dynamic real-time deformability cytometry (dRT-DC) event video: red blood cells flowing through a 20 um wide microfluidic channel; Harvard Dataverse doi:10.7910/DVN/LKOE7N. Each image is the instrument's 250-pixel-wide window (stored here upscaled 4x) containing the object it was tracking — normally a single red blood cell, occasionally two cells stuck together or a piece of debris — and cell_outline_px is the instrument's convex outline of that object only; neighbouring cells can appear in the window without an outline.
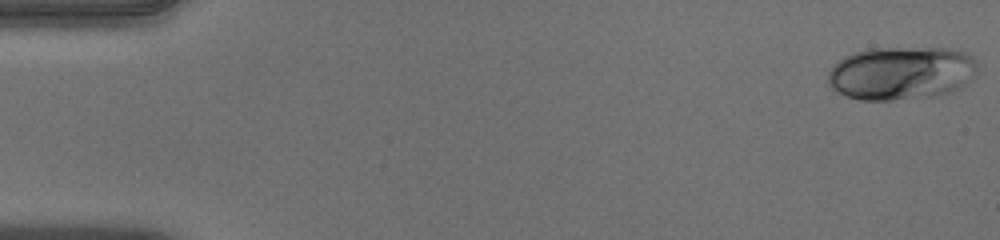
{"species": "human", "species_latin": "Homo sapiens", "temperature_condition": "warm", "stored_images_in_passage": 51, "camera_frame_rate_fps": 3000, "um_per_image_px": 0.085, "donor": {"sex": "male"}, "frame": {"image": 1, "passage_image": 1, "time_ms": 0.0, "image_size_px": [1000, 240], "cell_outline_px": [[976, 76], [960, 88], [952, 92], [932, 96], [892, 100], [860, 100], [844, 96], [836, 92], [828, 84], [828, 72], [832, 64], [844, 56], [868, 48], [948, 48], [968, 52], [976, 60]], "centroid_in_image_um": [76.6, 6.21], "position_along_channel_um": 8.4, "area_um2": 47.16}}
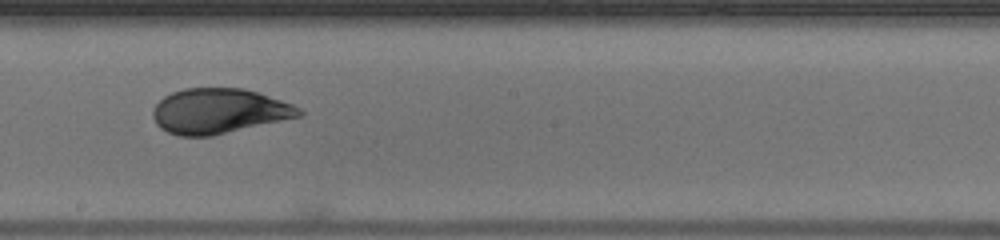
{"frame": {"image": 2, "passage_image": 29, "time_ms": 9.333, "image_size_px": [1000, 240], "cell_outline_px": [[304, 112], [300, 116], [212, 136], [180, 136], [168, 132], [160, 128], [156, 124], [152, 116], [152, 108], [164, 96], [172, 92], [184, 88], [244, 88], [292, 104], [300, 108]], "centroid_in_image_um": [18.56, 9.44], "position_along_channel_um": 229.6, "area_um2": 38.26}}
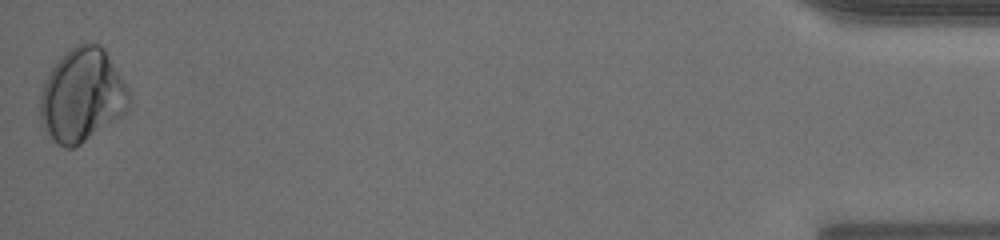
{"frame": {"image": 3, "passage_image": 51, "time_ms": 16.667, "image_size_px": [1000, 240], "cell_outline_px": [[132, 100], [128, 108], [120, 116], [80, 144], [72, 148], [64, 148], [40, 124], [40, 96], [44, 84], [52, 68], [60, 56], [76, 44], [84, 40], [100, 44], [104, 48], [132, 92]], "centroid_in_image_um": [7.01, 8.05], "position_along_channel_um": 428.2, "area_um2": 48.49}, "authors_computed_cell_mechanics": {"area_um2": 41.4426, "velocity_mm_per_s": 3.9736, "shape_relaxation_time_tau1_ms": 6.9366, "shape_relaxation_time_tau2_ms": null, "deformation_change_tau1": 0.1889, "deformation_change_tau2": null}}